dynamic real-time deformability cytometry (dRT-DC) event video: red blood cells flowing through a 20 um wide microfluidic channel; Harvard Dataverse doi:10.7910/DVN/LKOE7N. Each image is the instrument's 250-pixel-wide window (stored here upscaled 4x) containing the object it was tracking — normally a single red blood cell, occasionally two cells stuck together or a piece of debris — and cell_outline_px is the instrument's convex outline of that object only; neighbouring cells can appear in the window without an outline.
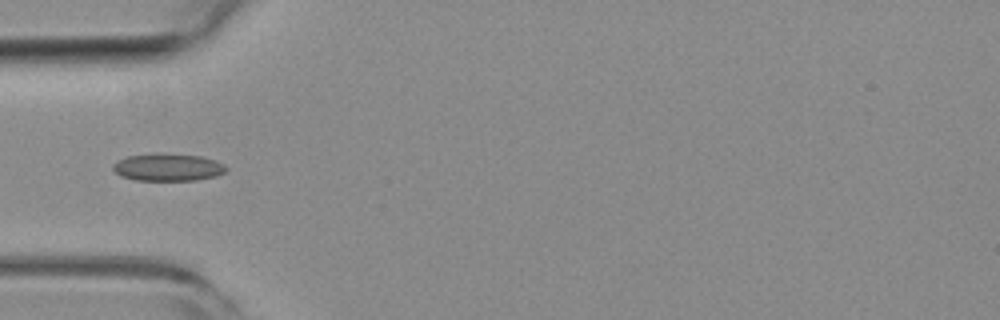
{"species": "common noctule bat (a hibernating species)", "species_latin": "Nyctalus noctula", "temperature_condition": "room temperature", "stored_images_in_passage": 38, "camera_frame_rate_fps": 3000, "um_per_image_px": 0.085, "animal": {"sex": "female", "body_mass_g": 19.3, "forearm_length_mm": 54.1}, "frame": {"image": 1, "passage_image": 1, "time_ms": 0.0, "image_size_px": [1000, 320], "cell_outline_px": [[228, 168], [224, 172], [216, 176], [196, 180], [136, 180], [120, 176], [112, 168], [112, 164], [128, 156], [200, 156], [216, 160], [224, 164]], "centroid_in_image_um": [14.31, 14.27], "position_along_channel_um": 70.7, "area_um2": 17.17}}
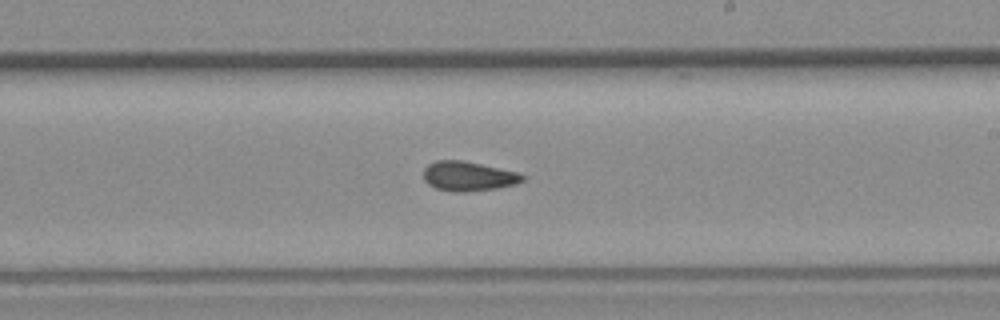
{"frame": {"image": 2, "passage_image": 15, "time_ms": 4.667, "image_size_px": [1000, 320], "cell_outline_px": [[528, 176], [524, 180], [516, 184], [496, 188], [468, 192], [452, 192], [436, 188], [428, 184], [424, 180], [424, 168], [428, 164], [436, 160], [460, 160], [520, 172]], "centroid_in_image_um": [39.83, 14.98], "position_along_channel_um": 249.2, "area_um2": 17.22}}
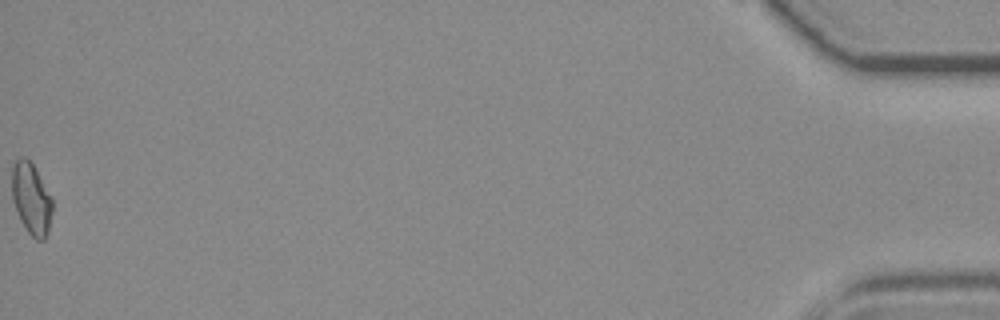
{"frame": {"image": 3, "passage_image": 38, "time_ms": 12.333, "image_size_px": [1000, 320], "cell_outline_px": [[52, 212], [48, 232], [44, 240], [36, 240], [28, 232], [20, 220], [12, 200], [12, 168], [16, 160], [20, 156], [24, 156], [32, 164], [52, 196]], "centroid_in_image_um": [2.66, 16.9], "position_along_channel_um": 432.5, "area_um2": 16.88}, "authors_computed_cell_mechanics": {"area_um2": 16.8198, "velocity_mm_per_s": 3.8089, "shape_relaxation_time_tau1_ms": null, "shape_relaxation_time_tau2_ms": 2.2449, "deformation_change_tau1": null, "deformation_change_tau2": 0.0756}}